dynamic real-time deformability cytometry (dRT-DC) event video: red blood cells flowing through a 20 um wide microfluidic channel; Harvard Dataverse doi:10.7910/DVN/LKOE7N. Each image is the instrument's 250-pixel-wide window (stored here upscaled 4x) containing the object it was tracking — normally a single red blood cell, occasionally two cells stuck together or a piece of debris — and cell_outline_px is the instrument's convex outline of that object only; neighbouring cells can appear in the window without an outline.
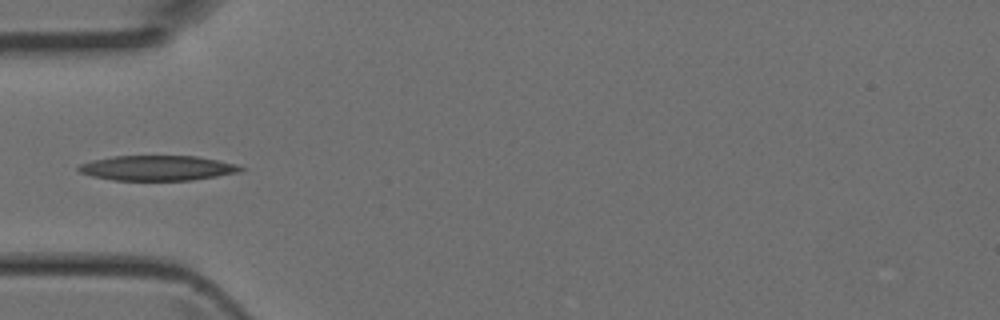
{"species": "Egyptian fruit bat (a non-hibernating species)", "species_latin": "Rousettus aegyptiacus", "temperature_condition": "room temperature", "stored_images_in_passage": 2, "camera_frame_rate_fps": 3000, "um_per_image_px": 0.085, "animal": {"sex": "female"}, "frame": {"image": 1, "passage_image": 1, "time_ms": 0.0, "image_size_px": [1000, 320], "cell_outline_px": [[248, 168], [240, 172], [192, 180], [112, 180], [92, 176], [80, 172], [76, 168], [80, 164], [92, 160], [112, 156], [196, 156], [236, 164]], "centroid_in_image_um": [13.38, 14.28], "position_along_channel_um": 71.6, "area_um2": 23.64}}
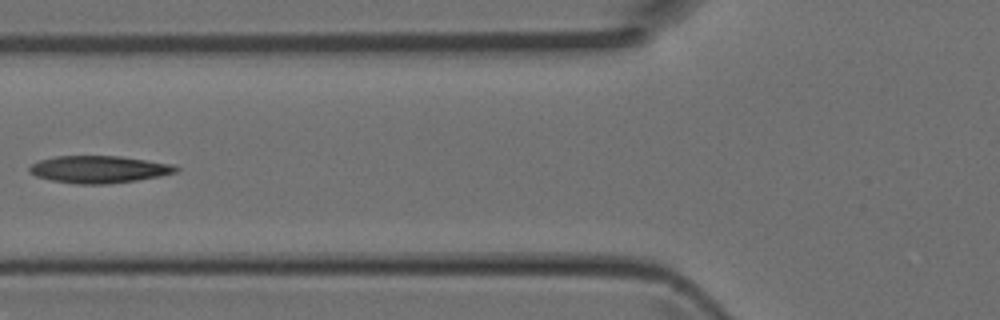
{"frame": {"image": 2, "passage_image": 2, "time_ms": 0.333, "image_size_px": [1000, 320], "cell_outline_px": [[180, 168], [176, 172], [160, 176], [136, 180], [108, 184], [76, 184], [52, 180], [36, 176], [28, 172], [28, 168], [32, 164], [40, 160], [56, 156], [120, 156], [172, 164]], "centroid_in_image_um": [8.4, 14.39], "position_along_channel_um": 117.4, "area_um2": 23.18}}